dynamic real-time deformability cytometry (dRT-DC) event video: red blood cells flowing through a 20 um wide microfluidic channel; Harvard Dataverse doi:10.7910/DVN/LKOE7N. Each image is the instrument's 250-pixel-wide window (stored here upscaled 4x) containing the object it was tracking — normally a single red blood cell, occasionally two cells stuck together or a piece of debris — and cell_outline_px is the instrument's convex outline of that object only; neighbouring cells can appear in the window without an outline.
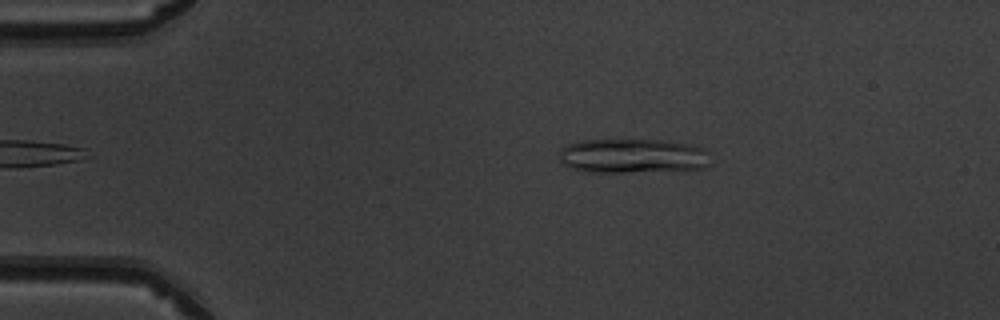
{"species": "common noctule bat (a hibernating species)", "species_latin": "Nyctalus noctula", "temperature_condition": "warm", "stored_images_in_passage": 42, "camera_frame_rate_fps": 3000, "um_per_image_px": 0.085, "animal": {"sex": "male", "body_mass_g": 19.5, "forearm_length_mm": 54.6}, "frame": {"image": 1, "passage_image": 2, "time_ms": 0.333, "image_size_px": [1000, 320], "cell_outline_px": [[712, 164], [704, 168], [624, 172], [588, 172], [572, 168], [564, 164], [560, 160], [560, 148], [568, 144], [584, 140], [656, 140], [688, 144], [704, 148]], "centroid_in_image_um": [53.77, 13.25], "position_along_channel_um": 31.2, "area_um2": 30.11}}
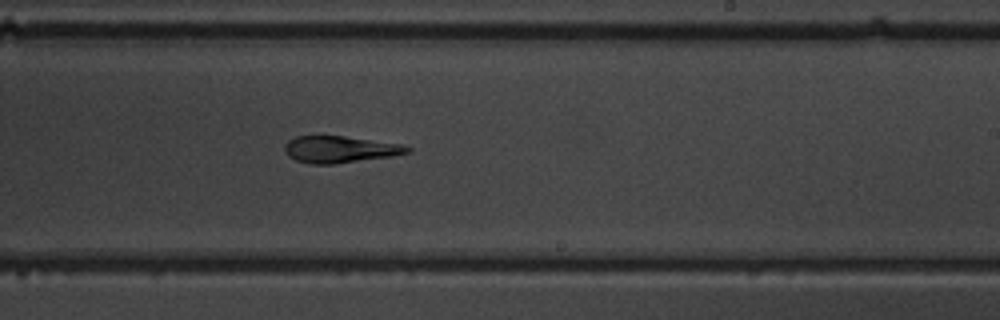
{"frame": {"image": 2, "passage_image": 23, "time_ms": 7.333, "image_size_px": [1000, 320], "cell_outline_px": [[412, 152], [392, 156], [332, 164], [312, 164], [296, 160], [288, 156], [284, 152], [284, 144], [288, 140], [296, 136], [344, 136], [400, 144], [412, 148]], "centroid_in_image_um": [28.87, 12.69], "position_along_channel_um": 260.1, "area_um2": 19.07}}
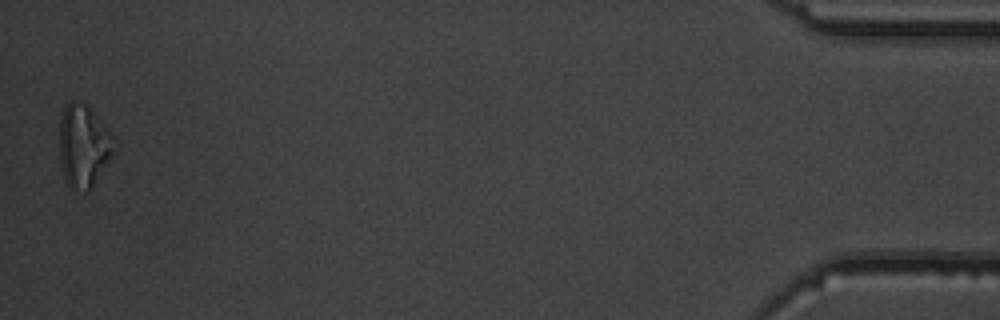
{"frame": {"image": 3, "passage_image": 42, "time_ms": 13.667, "image_size_px": [1000, 320], "cell_outline_px": [[112, 152], [88, 192], [84, 192], [68, 188], [64, 176], [60, 160], [60, 116], [68, 100], [76, 100], [88, 104], [100, 120], [108, 132]], "centroid_in_image_um": [7.0, 12.37], "position_along_channel_um": 428.2, "area_um2": 25.49}, "authors_computed_cell_mechanics": {"area_um2": 20.0566, "velocity_mm_per_s": 4.0293, "shape_relaxation_time_tau1_ms": null, "shape_relaxation_time_tau2_ms": 2.3678, "deformation_change_tau1": null, "deformation_change_tau2": 0.1093}}